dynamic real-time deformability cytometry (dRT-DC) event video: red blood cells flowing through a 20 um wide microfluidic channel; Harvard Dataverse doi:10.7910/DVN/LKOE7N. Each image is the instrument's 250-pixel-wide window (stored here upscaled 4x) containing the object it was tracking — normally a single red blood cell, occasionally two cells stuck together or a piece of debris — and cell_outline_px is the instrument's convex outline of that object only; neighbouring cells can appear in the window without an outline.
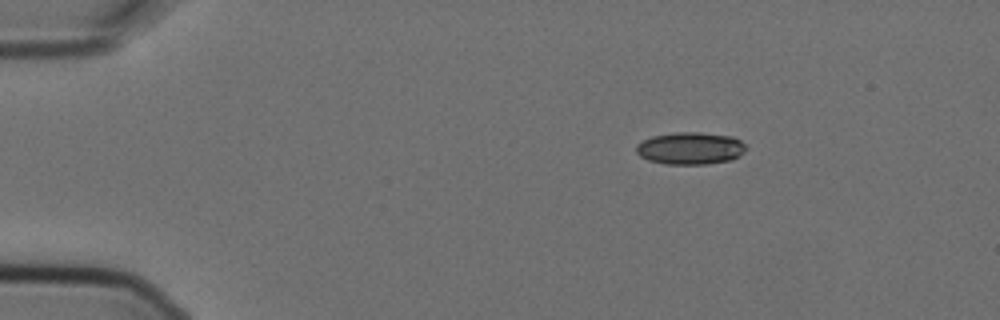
{"species": "Egyptian fruit bat (a non-hibernating species)", "species_latin": "Rousettus aegyptiacus", "temperature_condition": "cold", "stored_images_in_passage": 3, "camera_frame_rate_fps": 3000, "um_per_image_px": 0.085, "animal": {"sex": "female"}, "frame": {"image": 1, "passage_image": 1, "time_ms": 0.0, "image_size_px": [1000, 320], "cell_outline_px": [[748, 148], [744, 152], [732, 160], [708, 164], [664, 164], [648, 160], [640, 156], [636, 152], [636, 144], [652, 136], [676, 132], [700, 132], [732, 136], [740, 140]], "centroid_in_image_um": [58.69, 12.6], "position_along_channel_um": 26.3, "area_um2": 20.81}}